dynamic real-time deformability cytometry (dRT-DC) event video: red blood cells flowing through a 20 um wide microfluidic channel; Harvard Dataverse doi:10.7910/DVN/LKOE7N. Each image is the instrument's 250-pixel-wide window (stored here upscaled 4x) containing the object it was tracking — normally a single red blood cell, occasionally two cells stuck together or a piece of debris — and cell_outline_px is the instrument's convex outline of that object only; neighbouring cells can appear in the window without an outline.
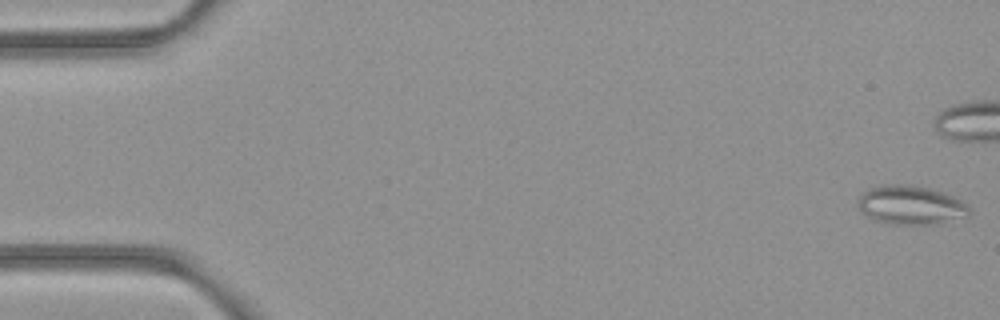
{"species": "common noctule bat (a hibernating species)", "species_latin": "Nyctalus noctula", "temperature_condition": "room temperature", "stored_images_in_passage": 53, "camera_frame_rate_fps": 3000, "um_per_image_px": 0.085, "animal": {"sex": "female", "body_mass_g": 21.9}, "frame": {"image": 1, "passage_image": 1, "time_ms": 0.0, "image_size_px": [1000, 320], "cell_outline_px": [[972, 216], [932, 224], [884, 224], [860, 212], [856, 204], [860, 196], [864, 192], [880, 184], [908, 184], [928, 188], [952, 196], [960, 200], [972, 208]], "centroid_in_image_um": [77.42, 17.44], "position_along_channel_um": 7.6, "area_um2": 25.43}}
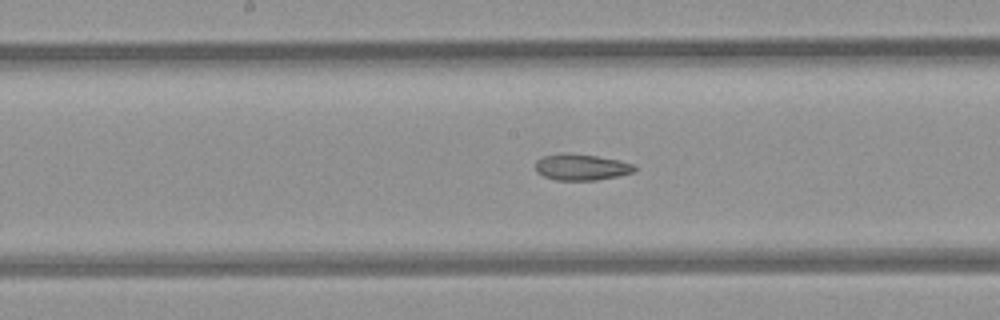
{"frame": {"image": 2, "passage_image": 27, "time_ms": 8.667, "image_size_px": [1000, 320], "cell_outline_px": [[636, 168], [632, 172], [616, 176], [596, 180], [556, 180], [544, 176], [536, 172], [536, 160], [544, 156], [568, 152], [596, 156], [620, 160], [636, 164]], "centroid_in_image_um": [49.41, 14.2], "position_along_channel_um": 198.8, "area_um2": 15.14}}
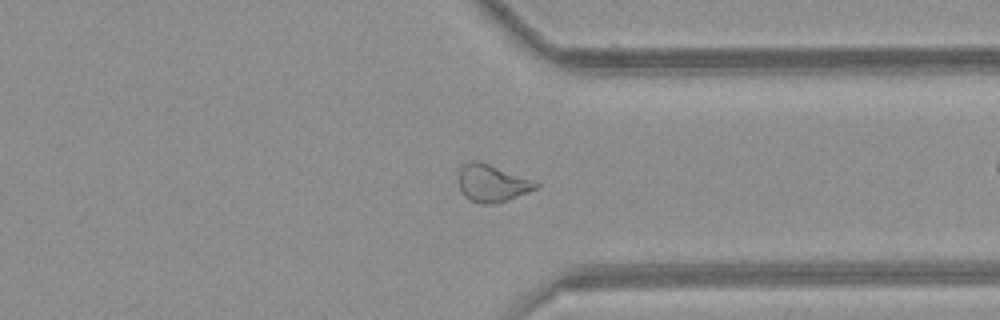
{"frame": {"image": 3, "passage_image": 40, "time_ms": 13.0, "image_size_px": [1000, 320], "cell_outline_px": [[540, 184], [536, 188], [504, 200], [492, 204], [480, 204], [468, 200], [460, 192], [460, 168], [464, 164], [476, 160], [488, 164], [532, 180]], "centroid_in_image_um": [41.77, 15.59], "position_along_channel_um": 369.6, "area_um2": 16.18}, "authors_computed_cell_mechanics": {"area_um2": 18.3804, "velocity_mm_per_s": 3.9819, "shape_relaxation_time_tau1_ms": null, "shape_relaxation_time_tau2_ms": 4.5087, "deformation_change_tau1": null, "deformation_change_tau2": 0.1175}}